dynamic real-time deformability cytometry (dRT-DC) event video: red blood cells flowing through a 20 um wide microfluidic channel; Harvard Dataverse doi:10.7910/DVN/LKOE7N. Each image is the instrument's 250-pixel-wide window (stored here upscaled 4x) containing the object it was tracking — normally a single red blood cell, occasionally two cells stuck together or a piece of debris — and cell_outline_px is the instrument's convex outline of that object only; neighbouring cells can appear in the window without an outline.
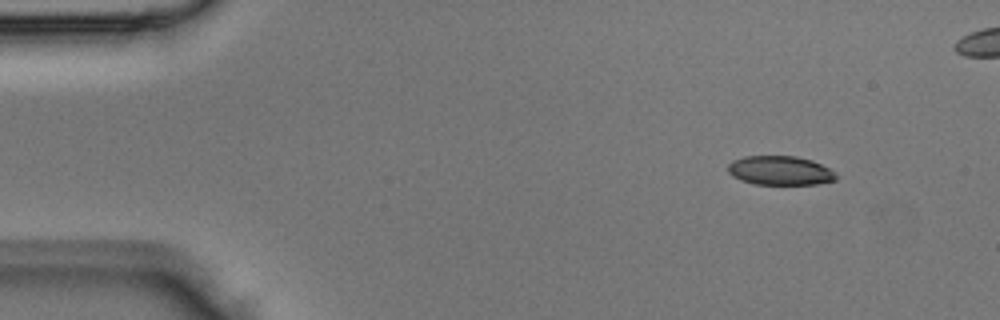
{"species": "Egyptian fruit bat (a non-hibernating species)", "species_latin": "Rousettus aegyptiacus", "temperature_condition": "room temperature", "stored_images_in_passage": 3, "camera_frame_rate_fps": 3000, "um_per_image_px": 0.085, "animal": {"sex": "male"}, "frame": {"image": 1, "passage_image": 1, "time_ms": 0.0, "image_size_px": [1000, 320], "cell_outline_px": [[836, 180], [816, 184], [756, 184], [740, 180], [732, 176], [728, 172], [728, 164], [732, 160], [744, 156], [796, 156], [812, 160], [836, 172]], "centroid_in_image_um": [66.29, 14.49], "position_along_channel_um": 18.7, "area_um2": 18.38}}